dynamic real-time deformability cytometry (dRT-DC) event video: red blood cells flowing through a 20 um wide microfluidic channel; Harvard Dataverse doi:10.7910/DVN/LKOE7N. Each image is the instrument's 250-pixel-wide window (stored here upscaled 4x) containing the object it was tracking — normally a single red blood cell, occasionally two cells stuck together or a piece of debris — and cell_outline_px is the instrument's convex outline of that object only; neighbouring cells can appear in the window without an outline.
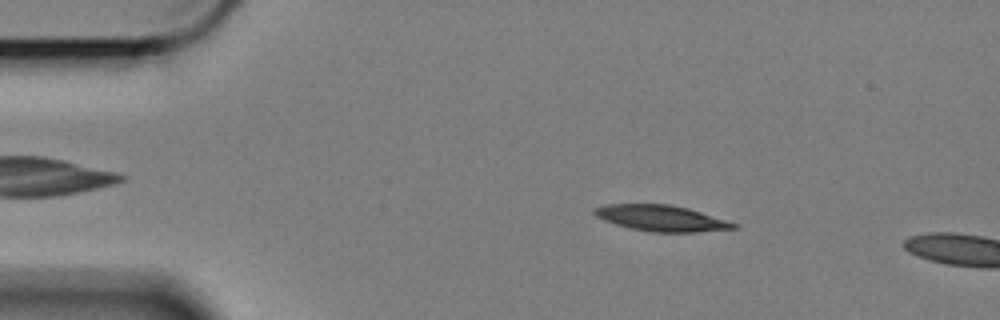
{"species": "Egyptian fruit bat (a non-hibernating species)", "species_latin": "Rousettus aegyptiacus", "temperature_condition": "cold", "stored_images_in_passage": 58, "segment_of_instrument_passage": [1, 2], "camera_frame_rate_fps": 3000, "um_per_image_px": 0.085, "animal": {"sex": "female"}, "frame": {"image": 1, "passage_image": 8, "time_ms": 2.333, "image_size_px": [1000, 320], "cell_outline_px": [[740, 228], [696, 232], [648, 232], [616, 224], [604, 220], [596, 216], [592, 212], [592, 208], [604, 204], [668, 204], [688, 208], [740, 224]], "centroid_in_image_um": [56.22, 18.54], "position_along_channel_um": 28.8, "area_um2": 21.21}}
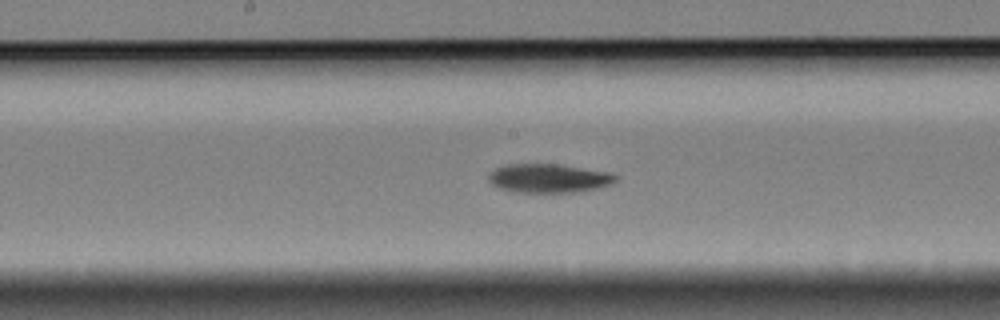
{"frame": {"image": 2, "passage_image": 28, "time_ms": 9.0, "image_size_px": [1000, 320], "cell_outline_px": [[616, 180], [600, 188], [576, 192], [524, 192], [500, 188], [492, 184], [488, 180], [488, 172], [504, 164], [560, 164], [612, 172], [616, 176]], "centroid_in_image_um": [46.65, 15.13], "position_along_channel_um": 201.6, "area_um2": 21.39}}
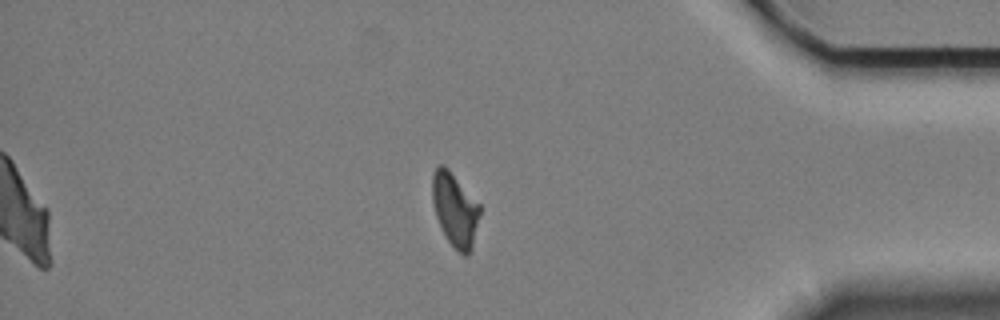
{"frame": {"image": 3, "passage_image": 48, "time_ms": 15.667, "image_size_px": [1000, 320], "cell_outline_px": [[480, 216], [472, 244], [468, 256], [464, 256], [444, 236], [436, 216], [432, 200], [432, 176], [436, 168], [440, 164], [444, 164], [448, 168], [480, 204]], "centroid_in_image_um": [38.66, 17.79], "position_along_channel_um": 396.5, "area_um2": 20.23}}